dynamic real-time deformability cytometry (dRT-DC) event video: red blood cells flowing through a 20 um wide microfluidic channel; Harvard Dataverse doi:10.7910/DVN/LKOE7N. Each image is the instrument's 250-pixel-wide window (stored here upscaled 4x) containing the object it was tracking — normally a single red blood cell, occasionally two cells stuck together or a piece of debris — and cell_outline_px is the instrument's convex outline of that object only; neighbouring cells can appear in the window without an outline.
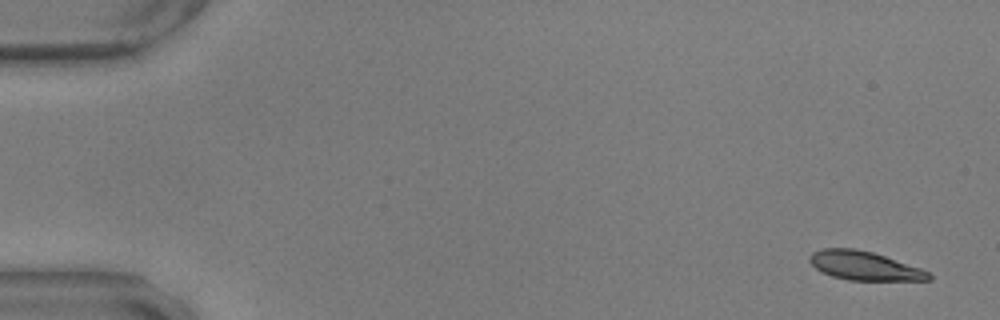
{"species": "common noctule bat (a hibernating species)", "species_latin": "Nyctalus noctula", "temperature_condition": "warm", "stored_images_in_passage": 43, "camera_frame_rate_fps": 3000, "um_per_image_px": 0.085, "animal": {"sex": "male", "body_mass_g": 17.9, "forearm_length_mm": 54.2}, "frame": {"image": 1, "passage_image": 1, "time_ms": 0.0, "image_size_px": [1000, 320], "cell_outline_px": [[932, 280], [848, 280], [832, 276], [820, 272], [808, 260], [808, 256], [812, 252], [824, 248], [852, 248], [872, 252], [920, 268], [928, 272], [932, 276]], "centroid_in_image_um": [73.42, 22.59], "position_along_channel_um": 11.6, "area_um2": 19.88}}
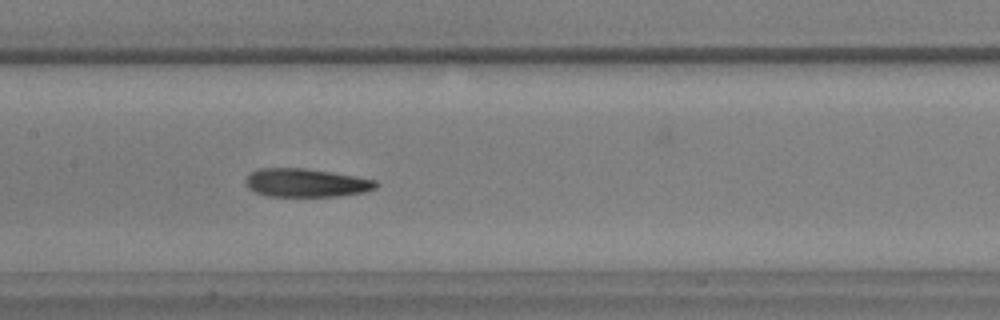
{"frame": {"image": 2, "passage_image": 27, "time_ms": 8.667, "image_size_px": [1000, 320], "cell_outline_px": [[380, 184], [376, 188], [364, 192], [336, 196], [268, 196], [256, 192], [248, 188], [244, 184], [244, 180], [252, 172], [260, 168], [304, 168], [332, 172], [356, 176], [376, 180]], "centroid_in_image_um": [26.02, 15.53], "position_along_channel_um": 181.4, "area_um2": 21.62}}
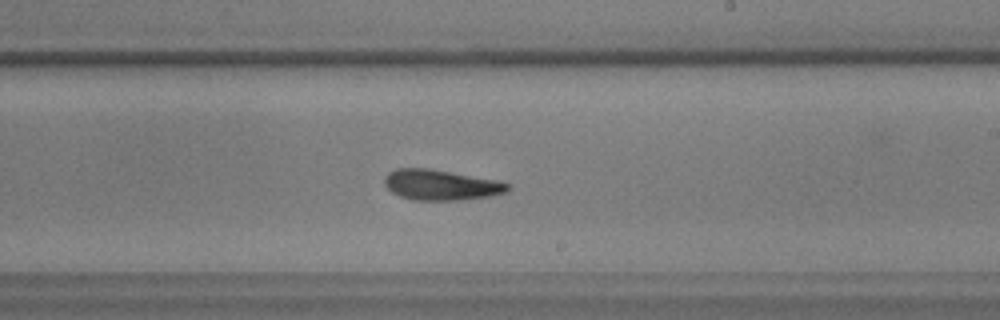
{"frame": {"image": 3, "passage_image": 33, "time_ms": 10.667, "image_size_px": [1000, 320], "cell_outline_px": [[512, 184], [508, 192], [492, 196], [460, 200], [412, 200], [400, 196], [392, 192], [384, 184], [384, 176], [388, 172], [396, 168], [428, 168], [496, 180]], "centroid_in_image_um": [37.48, 15.72], "position_along_channel_um": 251.5, "area_um2": 22.02}, "authors_computed_cell_mechanics": {"area_um2": 21.675, "velocity_mm_per_s": 3.5228, "shape_relaxation_time_tau1_ms": 8.4919, "shape_relaxation_time_tau2_ms": 4.1194, "deformation_change_tau1": 0.1908, "deformation_change_tau2": 0.1085}}